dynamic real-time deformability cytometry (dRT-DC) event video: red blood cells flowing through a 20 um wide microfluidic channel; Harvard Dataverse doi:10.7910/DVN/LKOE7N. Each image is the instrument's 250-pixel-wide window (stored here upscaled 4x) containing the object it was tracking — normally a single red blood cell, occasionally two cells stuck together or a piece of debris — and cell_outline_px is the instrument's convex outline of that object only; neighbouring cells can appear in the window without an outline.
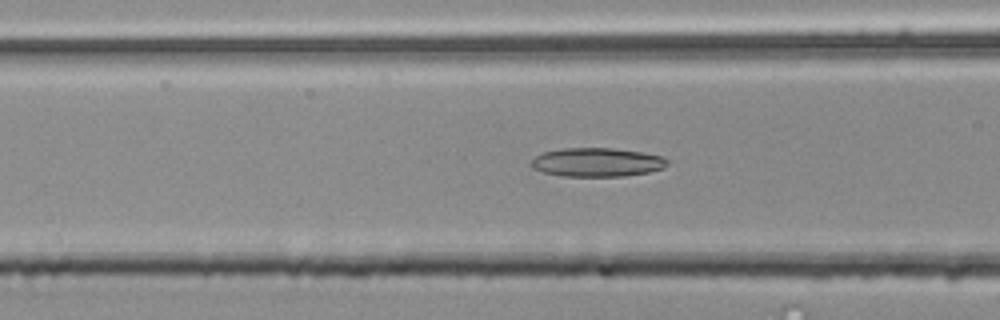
{"species": "common noctule bat (a hibernating species)", "species_latin": "Nyctalus noctula", "temperature_condition": "room temperature", "stored_images_in_passage": 48, "camera_frame_rate_fps": 3000, "um_per_image_px": 0.085, "animal": {"sex": "male", "body_mass_g": 20.4}, "frame": {"image": 1, "passage_image": 22, "time_ms": 7.0, "image_size_px": [1000, 320], "cell_outline_px": [[668, 164], [664, 168], [648, 172], [624, 176], [564, 176], [544, 172], [532, 168], [528, 164], [536, 156], [544, 152], [560, 148], [612, 148], [640, 152], [660, 156], [668, 160]], "centroid_in_image_um": [50.72, 13.79], "position_along_channel_um": 115.9, "area_um2": 22.77}}
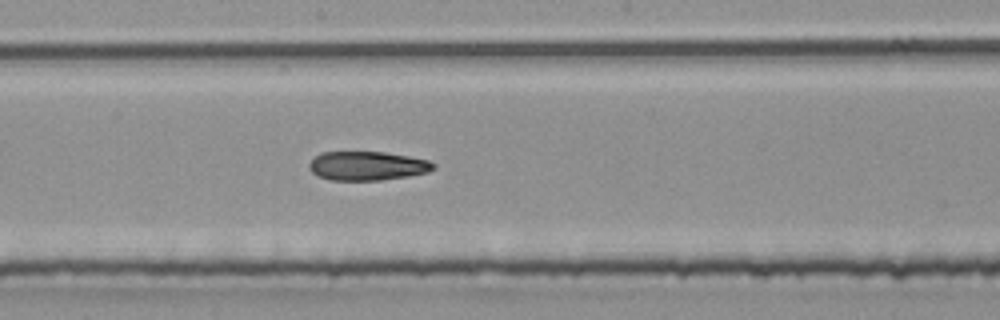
{"frame": {"image": 2, "passage_image": 30, "time_ms": 9.667, "image_size_px": [1000, 320], "cell_outline_px": [[436, 168], [428, 172], [408, 176], [380, 180], [332, 180], [320, 176], [312, 172], [308, 168], [308, 164], [320, 152], [384, 152], [408, 156], [428, 160], [436, 164]], "centroid_in_image_um": [31.23, 14.09], "position_along_channel_um": 217.0, "area_um2": 20.92}}
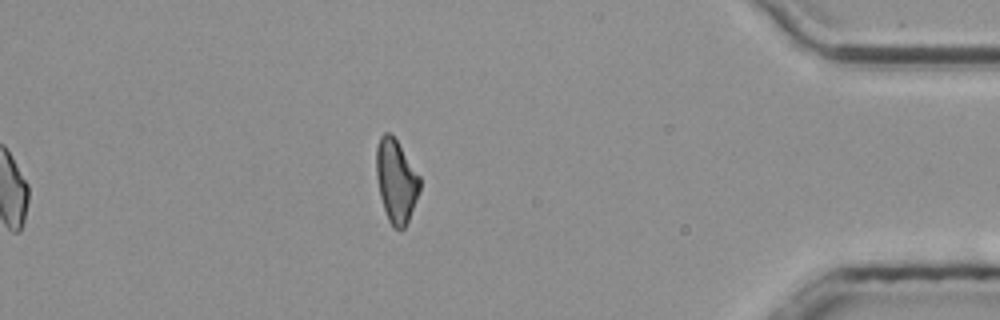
{"frame": {"image": 3, "passage_image": 48, "time_ms": 15.667, "image_size_px": [1000, 320], "cell_outline_px": [[420, 188], [408, 220], [404, 228], [392, 228], [388, 220], [380, 196], [376, 176], [376, 148], [380, 136], [384, 132], [388, 132], [396, 140], [420, 176]], "centroid_in_image_um": [33.65, 15.37], "position_along_channel_um": 401.6, "area_um2": 20.75}}